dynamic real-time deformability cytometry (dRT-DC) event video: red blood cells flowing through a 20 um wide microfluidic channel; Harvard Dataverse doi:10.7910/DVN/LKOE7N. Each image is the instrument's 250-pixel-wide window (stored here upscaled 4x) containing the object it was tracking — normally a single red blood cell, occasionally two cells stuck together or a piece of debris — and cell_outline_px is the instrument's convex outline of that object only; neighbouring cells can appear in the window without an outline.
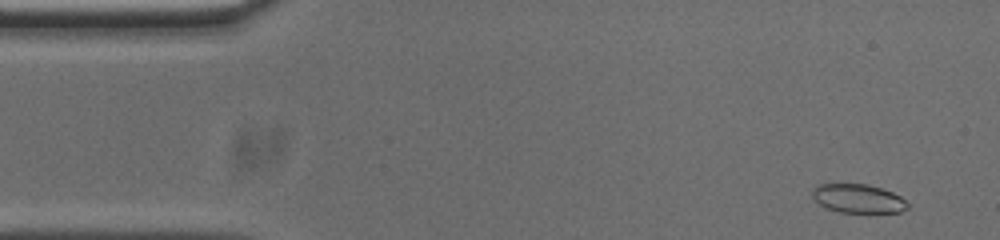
{"species": "common noctule bat (a hibernating species)", "species_latin": "Nyctalus noctula", "temperature_condition": "cold", "stored_images_in_passage": 52, "camera_frame_rate_fps": 3000, "um_per_image_px": 0.085, "animal": {"sex": "male", "body_mass_g": 20.0, "forearm_length_mm": 53.3}, "frame": {"image": 1, "passage_image": 2, "time_ms": 0.333, "image_size_px": [1000, 240], "cell_outline_px": [[908, 208], [900, 212], [840, 212], [828, 208], [820, 204], [812, 196], [812, 188], [816, 184], [868, 184], [892, 192], [900, 196], [908, 204]], "centroid_in_image_um": [72.92, 16.86], "position_along_channel_um": 12.1, "area_um2": 15.84}}
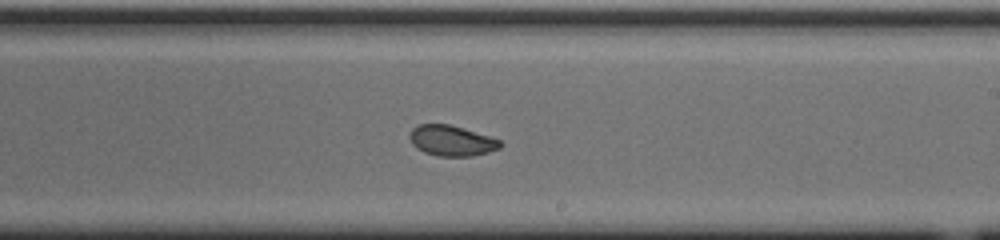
{"frame": {"image": 2, "passage_image": 29, "time_ms": 9.333, "image_size_px": [1000, 240], "cell_outline_px": [[504, 144], [500, 148], [488, 152], [472, 156], [436, 156], [424, 152], [416, 148], [412, 144], [408, 136], [412, 128], [420, 124], [448, 124], [488, 136], [500, 140]], "centroid_in_image_um": [38.36, 11.97], "position_along_channel_um": 250.6, "area_um2": 16.07}}
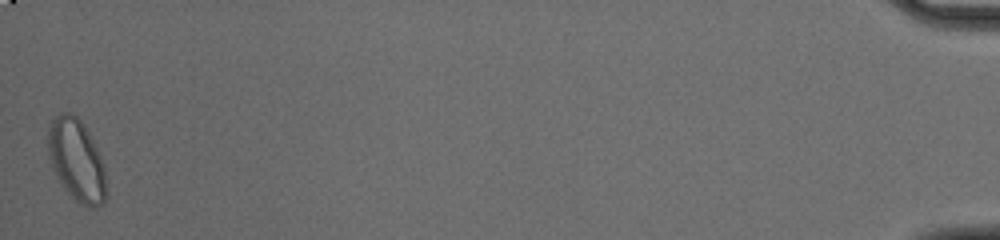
{"frame": {"image": 3, "passage_image": 52, "time_ms": 17.0, "image_size_px": [1000, 240], "cell_outline_px": [[108, 196], [104, 204], [96, 208], [88, 208], [80, 204], [64, 188], [52, 168], [48, 156], [48, 128], [52, 120], [60, 112], [72, 112], [80, 120], [88, 132], [100, 156], [104, 168]], "centroid_in_image_um": [6.52, 13.65], "position_along_channel_um": 428.7, "area_um2": 27.98}, "authors_computed_cell_mechanics": {"area_um2": 17.2533, "velocity_mm_per_s": 3.7206, "shape_relaxation_time_tau1_ms": 3.8354, "shape_relaxation_time_tau2_ms": 1.2675, "deformation_change_tau1": 0.1271, "deformation_change_tau2": 0.0532}}